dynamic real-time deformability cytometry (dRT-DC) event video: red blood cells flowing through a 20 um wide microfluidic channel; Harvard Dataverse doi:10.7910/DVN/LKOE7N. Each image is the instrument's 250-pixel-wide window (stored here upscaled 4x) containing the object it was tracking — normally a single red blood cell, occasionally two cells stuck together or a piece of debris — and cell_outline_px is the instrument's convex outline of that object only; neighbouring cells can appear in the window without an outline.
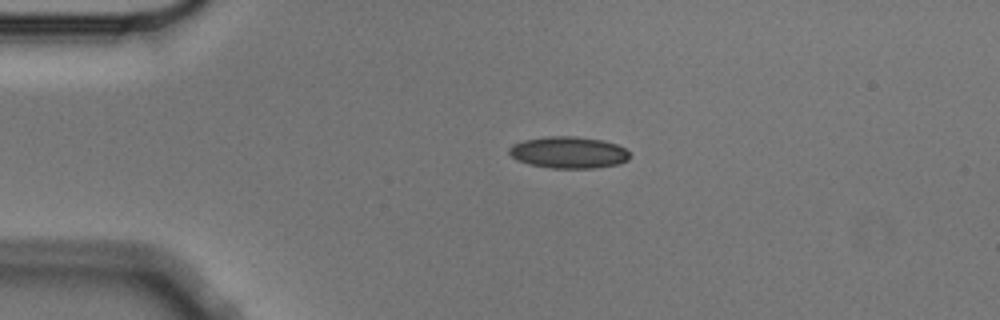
{"species": "Egyptian fruit bat (a non-hibernating species)", "species_latin": "Rousettus aegyptiacus", "temperature_condition": "cold", "stored_images_in_passage": 4, "camera_frame_rate_fps": 3000, "um_per_image_px": 0.085, "animal": {"sex": "male"}, "frame": {"image": 1, "passage_image": 3, "time_ms": 0.667, "image_size_px": [1000, 320], "cell_outline_px": [[628, 160], [620, 164], [596, 168], [552, 168], [528, 164], [516, 160], [508, 152], [508, 148], [512, 144], [524, 140], [548, 136], [572, 136], [604, 140], [616, 144], [624, 148], [628, 152]], "centroid_in_image_um": [48.31, 12.96], "position_along_channel_um": 36.7, "area_um2": 22.37}}